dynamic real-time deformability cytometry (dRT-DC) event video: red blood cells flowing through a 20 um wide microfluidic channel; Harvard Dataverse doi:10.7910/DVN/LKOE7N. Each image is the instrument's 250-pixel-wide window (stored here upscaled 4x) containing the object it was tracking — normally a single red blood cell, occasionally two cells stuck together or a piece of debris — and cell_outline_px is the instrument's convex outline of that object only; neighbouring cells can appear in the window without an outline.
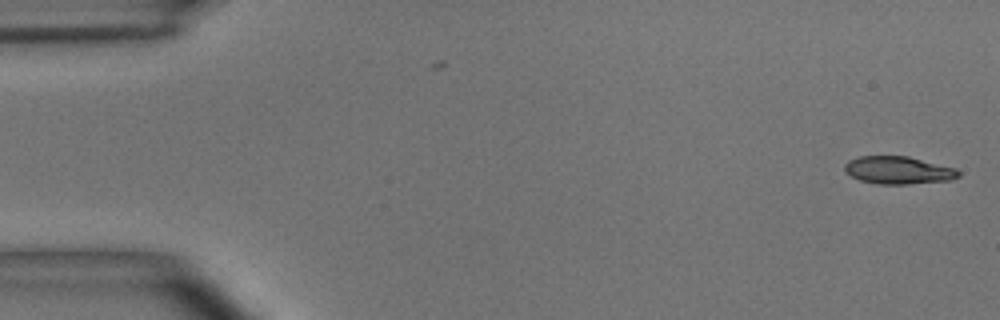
{"species": "common noctule bat (a hibernating species)", "species_latin": "Nyctalus noctula", "temperature_condition": "room temperature", "stored_images_in_passage": 11, "camera_frame_rate_fps": 3000, "um_per_image_px": 0.085, "animal": {"sex": "male", "body_mass_g": 15.6}, "frame": {"image": 1, "passage_image": 1, "time_ms": 0.0, "image_size_px": [1000, 320], "cell_outline_px": [[960, 176], [952, 180], [908, 184], [876, 184], [860, 180], [844, 172], [844, 164], [848, 160], [860, 156], [908, 156], [956, 168], [960, 172]], "centroid_in_image_um": [76.35, 14.47], "position_along_channel_um": 8.6, "area_um2": 18.5}}